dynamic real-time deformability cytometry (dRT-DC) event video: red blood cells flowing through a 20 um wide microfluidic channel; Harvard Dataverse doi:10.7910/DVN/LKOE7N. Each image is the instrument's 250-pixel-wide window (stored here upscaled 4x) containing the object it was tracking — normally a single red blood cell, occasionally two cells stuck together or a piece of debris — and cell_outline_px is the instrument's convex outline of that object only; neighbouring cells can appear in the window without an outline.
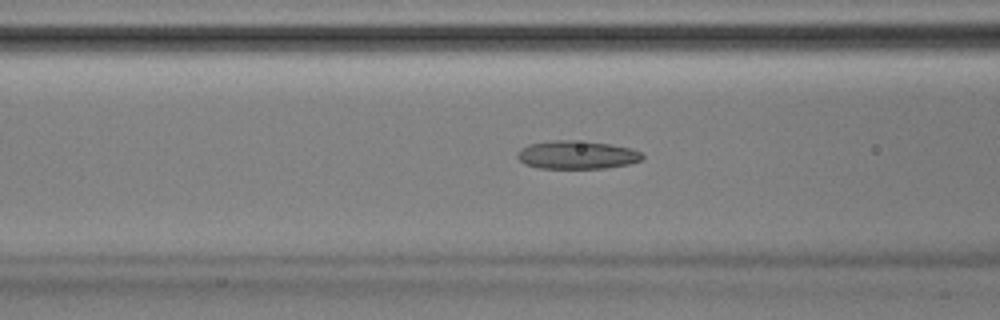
{"species": "Egyptian fruit bat (a non-hibernating species)", "species_latin": "Rousettus aegyptiacus", "temperature_condition": "room temperature", "stored_images_in_passage": 52, "camera_frame_rate_fps": 3000, "um_per_image_px": 0.085, "animal": {"sex": "male"}, "frame": {"image": 1, "passage_image": 21, "time_ms": 6.667, "image_size_px": [1000, 320], "cell_outline_px": [[644, 156], [640, 160], [628, 164], [604, 168], [536, 168], [524, 164], [516, 156], [520, 148], [528, 144], [552, 140], [572, 140], [608, 144], [632, 148], [640, 152]], "centroid_in_image_um": [48.99, 13.16], "position_along_channel_um": 117.6, "area_um2": 20.52}}
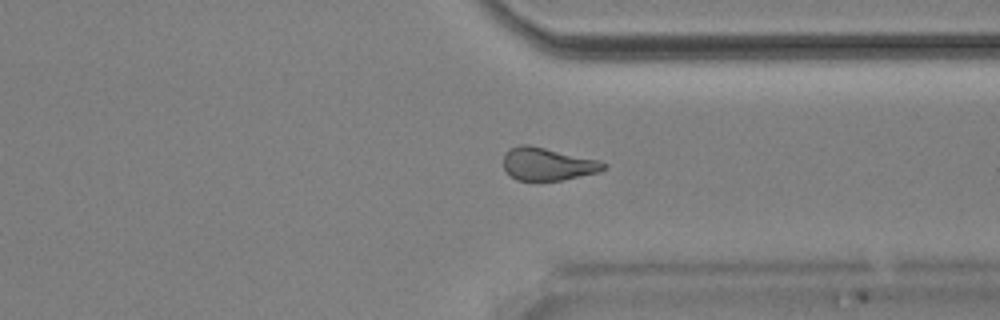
{"frame": {"image": 2, "passage_image": 40, "time_ms": 13.0, "image_size_px": [1000, 320], "cell_outline_px": [[608, 164], [604, 168], [596, 172], [560, 180], [516, 180], [504, 168], [504, 156], [508, 148], [520, 144], [528, 144], [600, 160]], "centroid_in_image_um": [46.52, 13.92], "position_along_channel_um": 364.9, "area_um2": 18.9}}
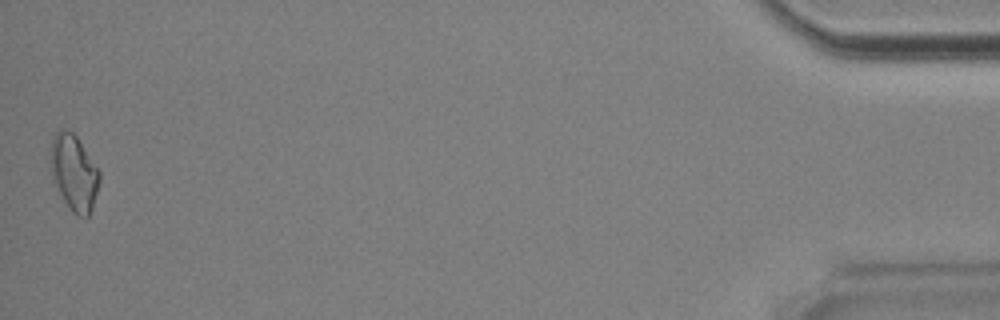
{"frame": {"image": 3, "passage_image": 52, "time_ms": 17.0, "image_size_px": [1000, 320], "cell_outline_px": [[100, 180], [92, 208], [88, 216], [84, 220], [76, 216], [68, 208], [56, 184], [52, 172], [52, 140], [56, 132], [60, 128], [68, 128], [76, 136], [100, 172]], "centroid_in_image_um": [6.32, 14.7], "position_along_channel_um": 428.9, "area_um2": 21.21}, "authors_computed_cell_mechanics": {"area_um2": 20.23, "velocity_mm_per_s": 3.9057, "shape_relaxation_time_tau1_ms": null, "shape_relaxation_time_tau2_ms": 2.773, "deformation_change_tau1": null, "deformation_change_tau2": 0.096}}